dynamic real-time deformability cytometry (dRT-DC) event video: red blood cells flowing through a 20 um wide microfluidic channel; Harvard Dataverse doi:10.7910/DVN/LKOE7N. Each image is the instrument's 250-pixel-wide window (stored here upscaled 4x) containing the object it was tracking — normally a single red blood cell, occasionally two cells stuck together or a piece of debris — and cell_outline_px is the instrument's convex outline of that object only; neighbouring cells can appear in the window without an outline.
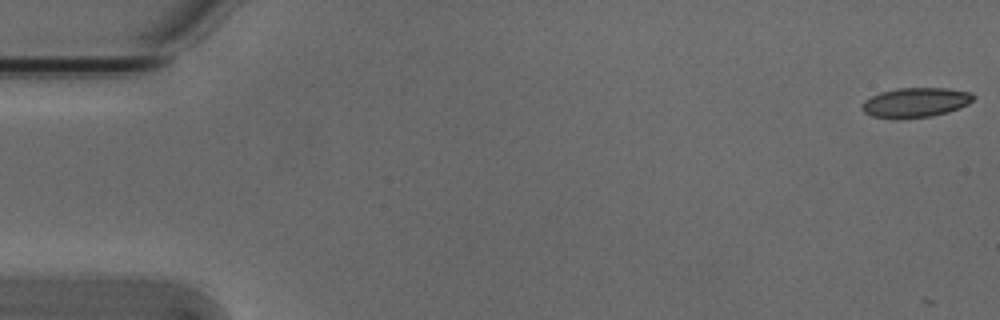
{"species": "Egyptian fruit bat (a non-hibernating species)", "species_latin": "Rousettus aegyptiacus", "temperature_condition": "cold", "stored_images_in_passage": 14, "camera_frame_rate_fps": 3000, "um_per_image_px": 0.085, "animal": {"sex": "male"}, "frame": {"image": 1, "passage_image": 1, "time_ms": 0.0, "image_size_px": [1000, 320], "cell_outline_px": [[976, 96], [968, 104], [948, 112], [928, 116], [872, 116], [864, 112], [860, 108], [860, 104], [864, 100], [880, 92], [896, 88], [948, 88], [972, 92]], "centroid_in_image_um": [77.84, 8.66], "position_along_channel_um": 7.2, "area_um2": 18.73}}